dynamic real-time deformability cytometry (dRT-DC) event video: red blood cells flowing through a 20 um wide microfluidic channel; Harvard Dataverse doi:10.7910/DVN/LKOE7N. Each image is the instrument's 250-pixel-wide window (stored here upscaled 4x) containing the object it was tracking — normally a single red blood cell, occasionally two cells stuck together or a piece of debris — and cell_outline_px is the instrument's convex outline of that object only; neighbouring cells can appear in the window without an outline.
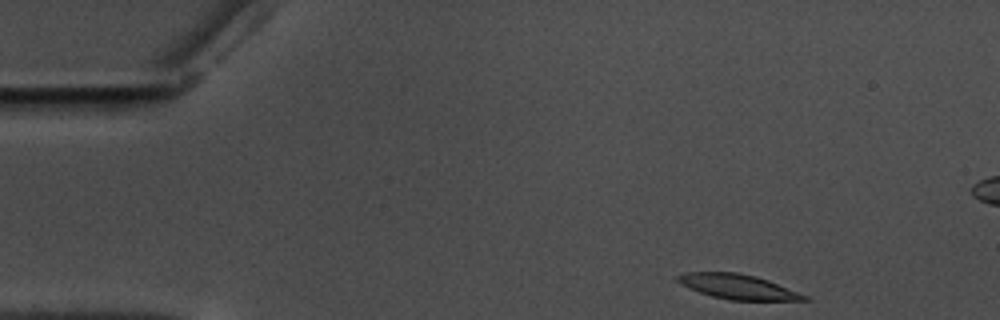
{"species": "common noctule bat (a hibernating species)", "species_latin": "Nyctalus noctula", "temperature_condition": "warm", "stored_images_in_passage": 43, "camera_frame_rate_fps": 3000, "um_per_image_px": 0.085, "animal": {"sex": "male", "body_mass_g": 17.5, "forearm_length_mm": 52.3}, "frame": {"image": 1, "passage_image": 1, "time_ms": 0.0, "image_size_px": [1000, 320], "cell_outline_px": [[812, 300], [732, 300], [712, 296], [700, 292], [676, 280], [676, 276], [684, 272], [736, 272], [756, 276], [768, 280], [808, 296]], "centroid_in_image_um": [62.75, 24.36], "position_along_channel_um": 22.3, "area_um2": 17.98}}
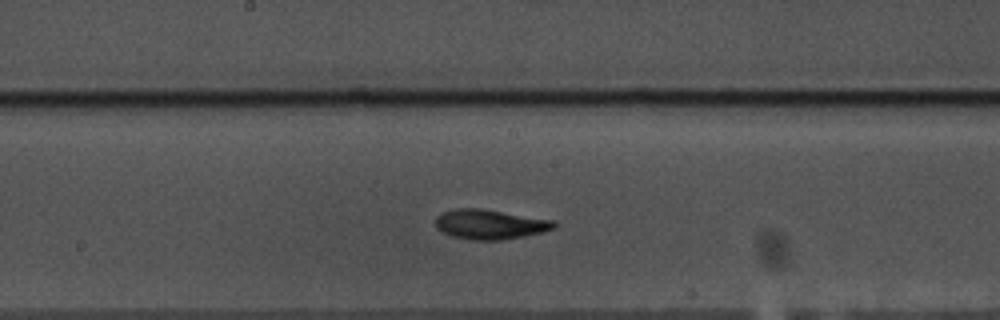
{"frame": {"image": 2, "passage_image": 24, "time_ms": 7.667, "image_size_px": [1000, 320], "cell_outline_px": [[556, 228], [544, 232], [524, 236], [500, 240], [472, 240], [452, 236], [436, 228], [436, 216], [444, 212], [456, 208], [480, 208], [556, 220]], "centroid_in_image_um": [41.69, 19.06], "position_along_channel_um": 206.5, "area_um2": 20.63}}
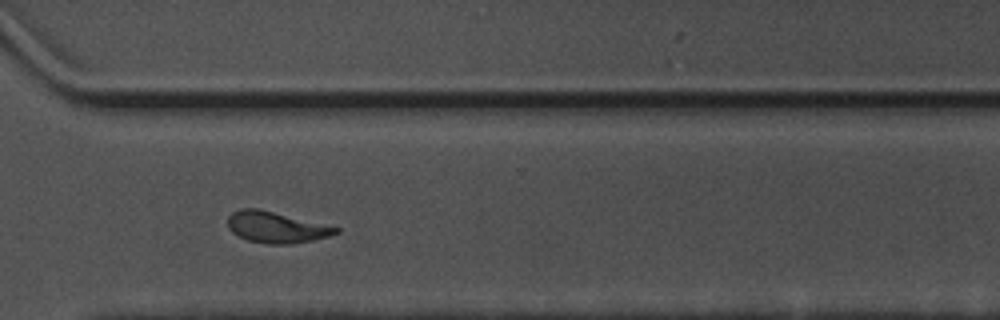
{"frame": {"image": 3, "passage_image": 36, "time_ms": 11.667, "image_size_px": [1000, 320], "cell_outline_px": [[340, 232], [328, 236], [312, 240], [292, 244], [268, 244], [248, 240], [232, 232], [228, 228], [228, 216], [232, 212], [240, 208], [256, 208], [340, 228]], "centroid_in_image_um": [23.44, 19.32], "position_along_channel_um": 347.2, "area_um2": 19.31}, "authors_computed_cell_mechanics": {"area_um2": 19.3052, "velocity_mm_per_s": 3.5106, "shape_relaxation_time_tau1_ms": 5.5354, "shape_relaxation_time_tau2_ms": 4.7336, "deformation_change_tau1": 0.188, "deformation_change_tau2": 0.1271}}